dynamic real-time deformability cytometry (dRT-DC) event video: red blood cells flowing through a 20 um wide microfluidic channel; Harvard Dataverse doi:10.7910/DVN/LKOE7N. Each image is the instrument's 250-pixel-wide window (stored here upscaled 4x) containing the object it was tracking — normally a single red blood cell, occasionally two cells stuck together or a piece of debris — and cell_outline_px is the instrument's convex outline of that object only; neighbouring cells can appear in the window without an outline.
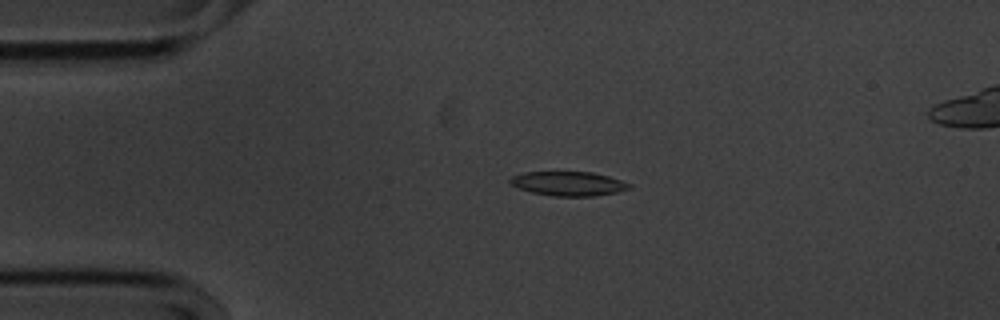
{"species": "common noctule bat (a hibernating species)", "species_latin": "Nyctalus noctula", "temperature_condition": "cold", "stored_images_in_passage": 45, "camera_frame_rate_fps": 3000, "um_per_image_px": 0.085, "animal": {"sex": "male", "body_mass_g": 20.1, "forearm_length_mm": 53.5}, "frame": {"image": 1, "passage_image": 1, "time_ms": 0.0, "image_size_px": [1000, 320], "cell_outline_px": [[632, 188], [616, 192], [592, 196], [552, 196], [532, 192], [508, 184], [508, 180], [512, 176], [524, 172], [592, 172], [608, 176], [632, 184]], "centroid_in_image_um": [48.3, 15.6], "position_along_channel_um": 36.7, "area_um2": 16.82}}
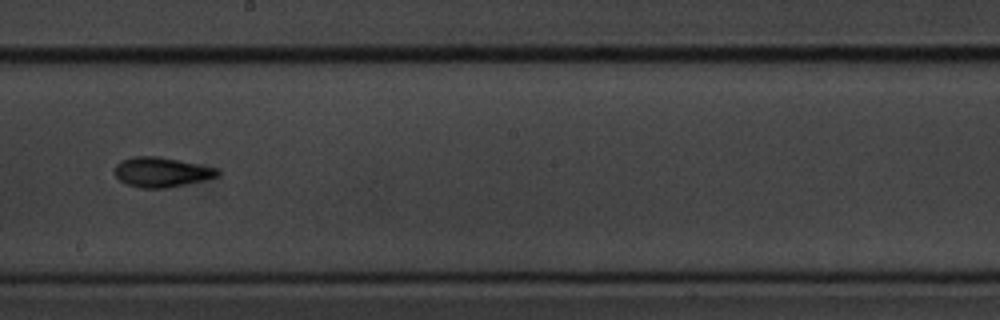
{"frame": {"image": 2, "passage_image": 20, "time_ms": 6.333, "image_size_px": [1000, 320], "cell_outline_px": [[220, 176], [204, 180], [168, 188], [140, 188], [128, 184], [120, 180], [116, 176], [116, 164], [120, 160], [132, 156], [156, 156], [216, 168], [220, 172]], "centroid_in_image_um": [13.72, 14.63], "position_along_channel_um": 234.5, "area_um2": 17.69}}
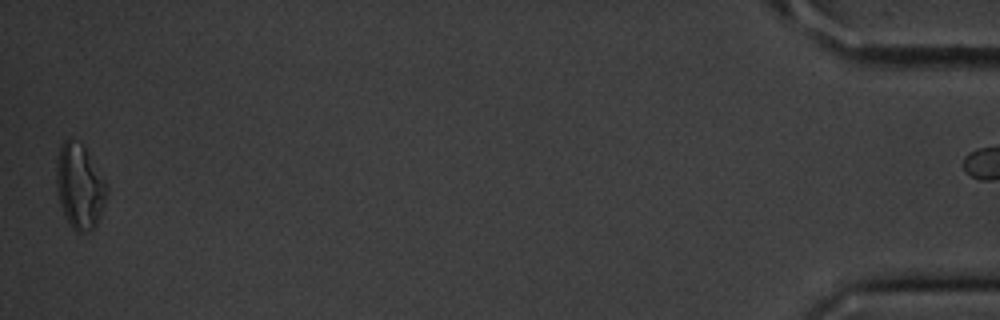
{"frame": {"image": 3, "passage_image": 44, "time_ms": 14.333, "image_size_px": [1000, 320], "cell_outline_px": [[108, 192], [100, 216], [96, 224], [88, 232], [76, 232], [72, 228], [64, 216], [60, 204], [56, 188], [56, 164], [60, 148], [64, 140], [68, 136], [72, 136], [84, 148], [104, 180], [108, 188]], "centroid_in_image_um": [6.74, 15.85], "position_along_channel_um": 428.5, "area_um2": 24.74}}